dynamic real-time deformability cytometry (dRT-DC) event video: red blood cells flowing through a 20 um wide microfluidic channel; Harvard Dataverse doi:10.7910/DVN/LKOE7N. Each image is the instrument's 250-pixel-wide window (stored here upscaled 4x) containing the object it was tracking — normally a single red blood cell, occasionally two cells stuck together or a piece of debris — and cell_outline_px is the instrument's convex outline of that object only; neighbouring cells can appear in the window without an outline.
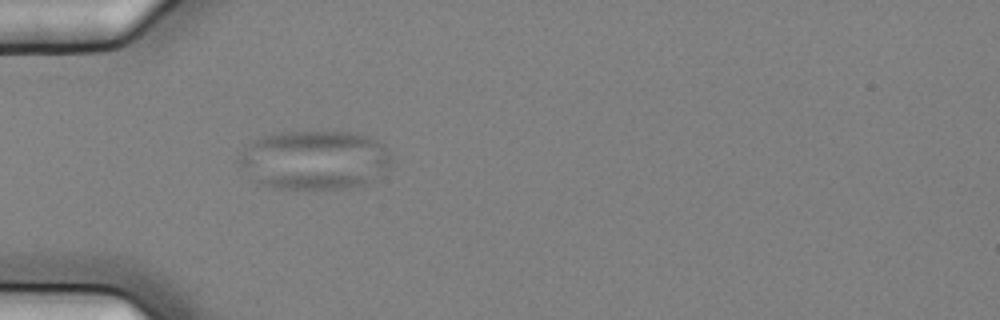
{"species": "common noctule bat (a hibernating species)", "species_latin": "Nyctalus noctula", "temperature_condition": "cold", "stored_images_in_passage": 1, "camera_frame_rate_fps": 3000, "um_per_image_px": 0.085, "animal": {"sex": "female", "body_mass_g": 25.1}, "frame": {"image": 1, "passage_image": 1, "time_ms": 0.0, "image_size_px": [1000, 320], "cell_outline_px": [[392, 164], [388, 168], [364, 184], [352, 188], [276, 188], [260, 184], [236, 160], [252, 140], [260, 136], [280, 132], [356, 132], [368, 136], [376, 140], [388, 152], [392, 160]], "centroid_in_image_um": [26.74, 13.58], "position_along_channel_um": 58.3, "area_um2": 52.08}}